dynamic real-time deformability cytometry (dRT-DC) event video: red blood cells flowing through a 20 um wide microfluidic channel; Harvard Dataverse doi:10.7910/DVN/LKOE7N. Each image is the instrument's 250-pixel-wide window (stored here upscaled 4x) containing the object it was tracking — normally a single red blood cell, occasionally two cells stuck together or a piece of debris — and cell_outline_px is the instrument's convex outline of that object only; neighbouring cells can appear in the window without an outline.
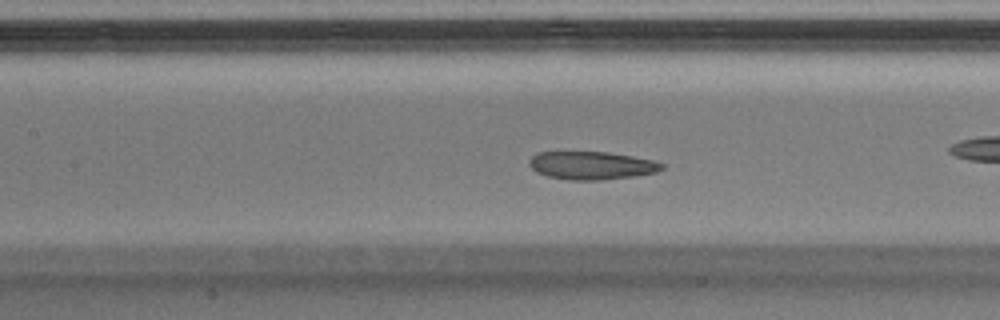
{"species": "Egyptian fruit bat (a non-hibernating species)", "species_latin": "Rousettus aegyptiacus", "temperature_condition": "warm", "stored_images_in_passage": 50, "camera_frame_rate_fps": 3000, "um_per_image_px": 0.085, "animal": {"sex": "male"}, "frame": {"image": 1, "passage_image": 22, "time_ms": 7.0, "image_size_px": [1000, 320], "cell_outline_px": [[664, 168], [656, 172], [636, 176], [600, 180], [568, 180], [548, 176], [536, 172], [528, 164], [532, 156], [536, 152], [608, 152], [632, 156], [652, 160], [664, 164]], "centroid_in_image_um": [50.28, 14.07], "position_along_channel_um": 157.1, "area_um2": 21.68}, "authors_computed_cell_mechanics": {"area_um2": 23.4379, "velocity_mm_per_s": 4.048, "shape_relaxation_time_tau1_ms": null, "shape_relaxation_time_tau2_ms": 4.667, "deformation_change_tau1": null, "deformation_change_tau2": 0.1013}}